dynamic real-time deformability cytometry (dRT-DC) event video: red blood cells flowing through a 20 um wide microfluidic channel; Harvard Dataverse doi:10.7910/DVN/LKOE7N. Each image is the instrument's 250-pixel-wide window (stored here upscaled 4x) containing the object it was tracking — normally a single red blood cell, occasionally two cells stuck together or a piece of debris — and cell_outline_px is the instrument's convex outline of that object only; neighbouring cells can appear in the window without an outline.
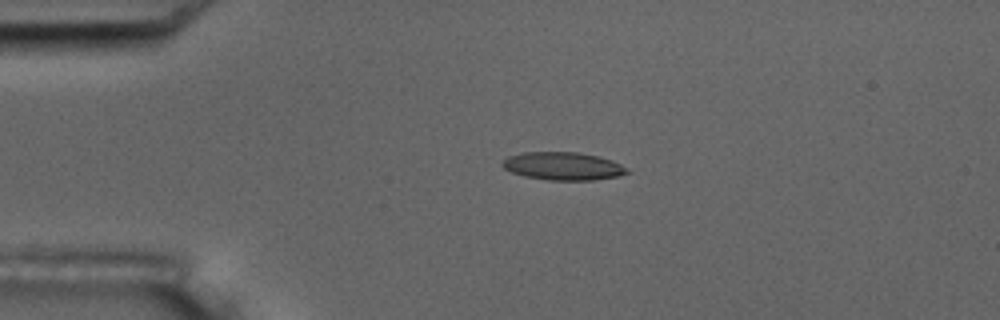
{"species": "common noctule bat (a hibernating species)", "species_latin": "Nyctalus noctula", "temperature_condition": "room temperature", "stored_images_in_passage": 5, "camera_frame_rate_fps": 3000, "um_per_image_px": 0.085, "animal": {"sex": "male", "body_mass_g": 17.5, "forearm_length_mm": 52.3}, "frame": {"image": 1, "passage_image": 4, "time_ms": 4.0, "image_size_px": [1000, 320], "cell_outline_px": [[632, 172], [620, 176], [592, 180], [548, 180], [524, 176], [512, 172], [504, 168], [500, 164], [508, 156], [524, 152], [576, 152], [600, 156], [612, 160], [628, 168]], "centroid_in_image_um": [47.9, 14.12], "position_along_channel_um": 37.1, "area_um2": 20.46}}